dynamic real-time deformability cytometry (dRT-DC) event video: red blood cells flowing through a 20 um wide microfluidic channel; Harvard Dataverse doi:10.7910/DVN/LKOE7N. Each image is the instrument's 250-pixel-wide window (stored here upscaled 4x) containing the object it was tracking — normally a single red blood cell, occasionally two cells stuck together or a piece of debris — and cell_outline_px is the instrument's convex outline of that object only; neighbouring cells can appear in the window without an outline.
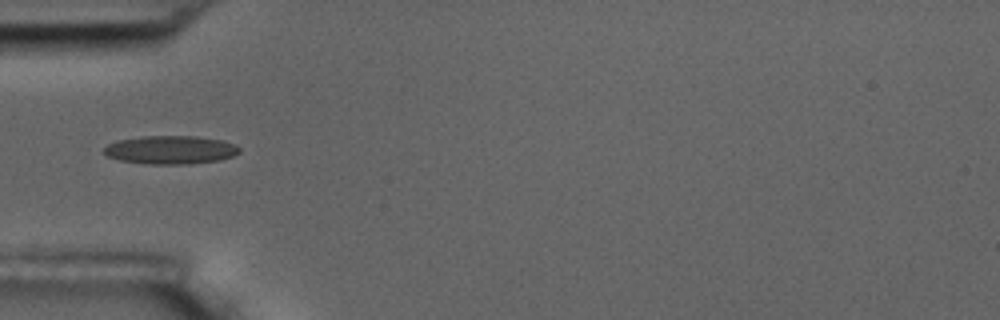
{"species": "common noctule bat (a hibernating species)", "species_latin": "Nyctalus noctula", "temperature_condition": "room temperature", "stored_images_in_passage": 9, "camera_frame_rate_fps": 3000, "um_per_image_px": 0.085, "animal": {"sex": "male", "body_mass_g": 17.5, "forearm_length_mm": 52.3}, "frame": {"image": 1, "passage_image": 6, "time_ms": 6.0, "image_size_px": [1000, 320], "cell_outline_px": [[240, 152], [232, 156], [220, 160], [188, 164], [144, 164], [120, 160], [108, 156], [100, 152], [108, 144], [116, 140], [140, 136], [196, 136], [220, 140], [236, 144], [240, 148]], "centroid_in_image_um": [14.46, 12.74], "position_along_channel_um": 70.5, "area_um2": 22.6}}
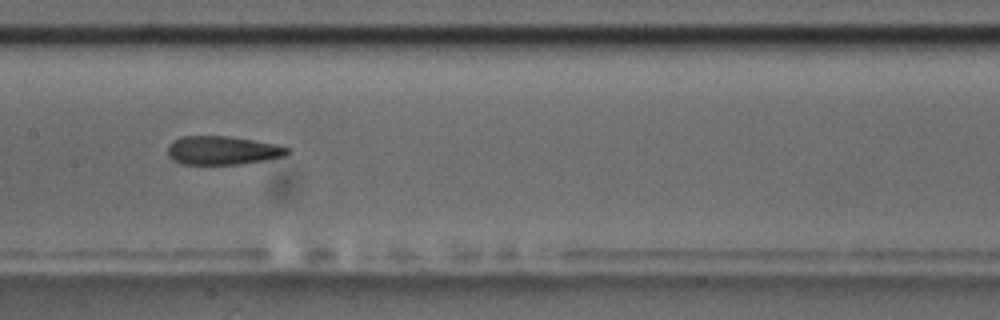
{"frame": {"image": 2, "passage_image": 9, "time_ms": 9.333, "image_size_px": [1000, 320], "cell_outline_px": [[292, 152], [284, 156], [264, 160], [240, 164], [180, 164], [172, 160], [168, 156], [168, 144], [172, 140], [180, 136], [228, 136], [276, 144], [288, 148]], "centroid_in_image_um": [18.87, 12.78], "position_along_channel_um": 188.5, "area_um2": 20.06}}